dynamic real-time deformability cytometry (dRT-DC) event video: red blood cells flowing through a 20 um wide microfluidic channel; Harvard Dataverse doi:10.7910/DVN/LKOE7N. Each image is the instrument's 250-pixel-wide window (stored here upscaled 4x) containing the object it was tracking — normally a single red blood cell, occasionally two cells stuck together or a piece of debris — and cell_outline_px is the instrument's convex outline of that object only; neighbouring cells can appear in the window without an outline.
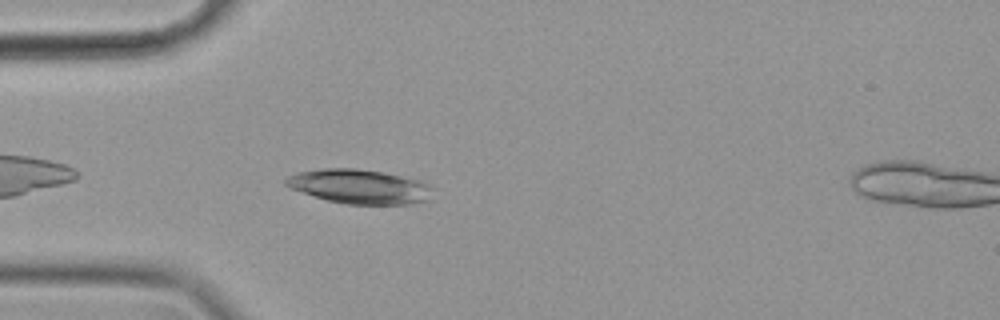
{"species": "common noctule bat (a hibernating species)", "species_latin": "Nyctalus noctula", "temperature_condition": "cold", "stored_images_in_passage": 46, "camera_frame_rate_fps": 3000, "um_per_image_px": 0.085, "animal": {"sex": "female", "body_mass_g": 19.9}, "frame": {"image": 1, "passage_image": 4, "time_ms": 1.0, "image_size_px": [1000, 320], "cell_outline_px": [[432, 188], [428, 200], [408, 204], [344, 204], [328, 200], [292, 188], [284, 184], [284, 180], [288, 176], [300, 172], [324, 168], [356, 168], [384, 172], [420, 180], [428, 184]], "centroid_in_image_um": [30.58, 15.85], "position_along_channel_um": 54.4, "area_um2": 29.07}}
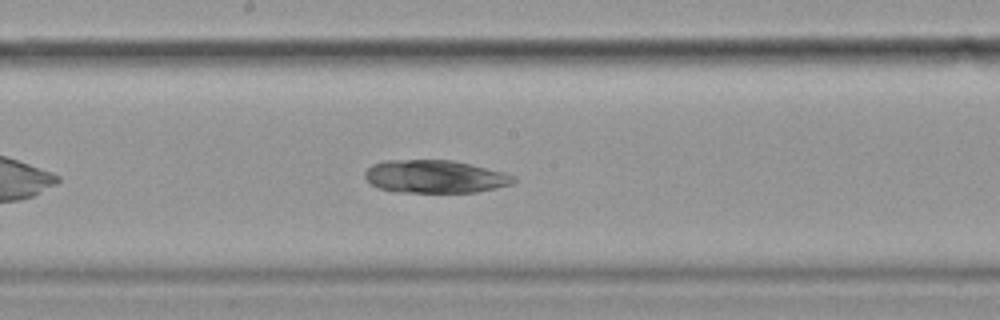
{"frame": {"image": 2, "passage_image": 18, "time_ms": 5.667, "image_size_px": [1000, 320], "cell_outline_px": [[516, 180], [512, 184], [496, 188], [476, 192], [396, 192], [376, 188], [364, 176], [364, 172], [372, 164], [384, 160], [452, 160], [516, 176]], "centroid_in_image_um": [36.92, 15.01], "position_along_channel_um": 211.3, "area_um2": 28.38}}
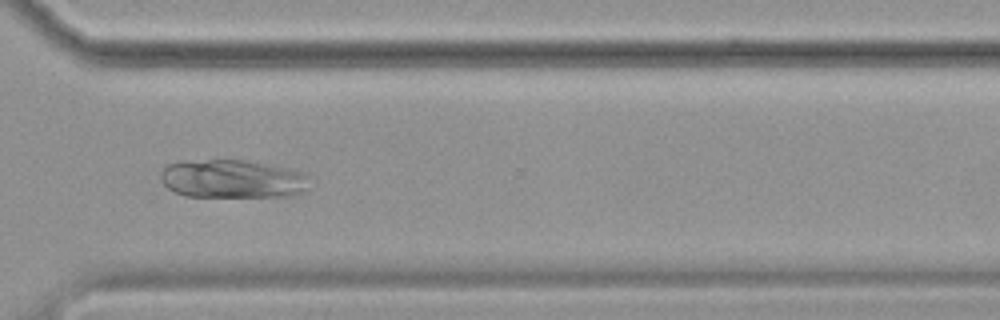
{"frame": {"image": 3, "passage_image": 30, "time_ms": 9.667, "image_size_px": [1000, 320], "cell_outline_px": [[308, 188], [292, 196], [184, 196], [168, 188], [160, 180], [160, 172], [168, 164], [180, 160], [244, 160], [284, 168], [300, 172], [308, 176]], "centroid_in_image_um": [19.69, 15.2], "position_along_channel_um": 350.9, "area_um2": 33.12}}